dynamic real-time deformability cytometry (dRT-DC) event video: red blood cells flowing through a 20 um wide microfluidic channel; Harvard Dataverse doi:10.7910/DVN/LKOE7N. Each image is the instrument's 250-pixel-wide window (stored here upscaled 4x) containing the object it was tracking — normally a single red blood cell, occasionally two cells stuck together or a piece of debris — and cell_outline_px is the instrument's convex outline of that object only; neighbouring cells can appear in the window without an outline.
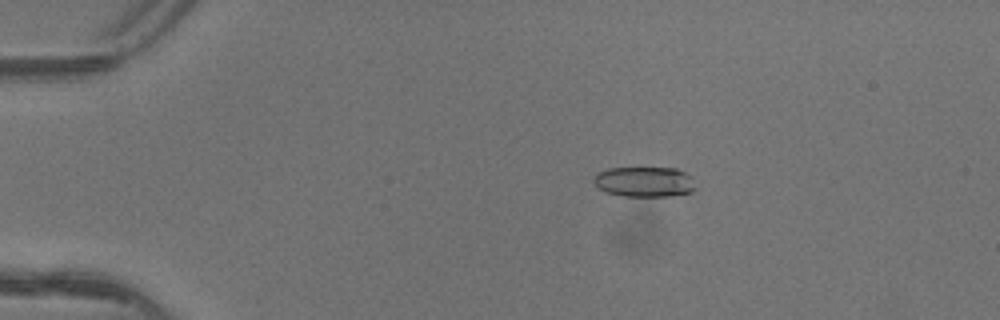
{"species": "common noctule bat (a hibernating species)", "species_latin": "Nyctalus noctula", "temperature_condition": "warm", "stored_images_in_passage": 5, "camera_frame_rate_fps": 3000, "um_per_image_px": 0.085, "animal": {"sex": "female"}, "frame": {"image": 1, "passage_image": 4, "time_ms": 1.0, "image_size_px": [1000, 320], "cell_outline_px": [[696, 188], [692, 192], [672, 196], [624, 196], [608, 192], [600, 188], [592, 180], [596, 172], [608, 168], [676, 168], [692, 176]], "centroid_in_image_um": [54.8, 15.44], "position_along_channel_um": 30.2, "area_um2": 18.03}}